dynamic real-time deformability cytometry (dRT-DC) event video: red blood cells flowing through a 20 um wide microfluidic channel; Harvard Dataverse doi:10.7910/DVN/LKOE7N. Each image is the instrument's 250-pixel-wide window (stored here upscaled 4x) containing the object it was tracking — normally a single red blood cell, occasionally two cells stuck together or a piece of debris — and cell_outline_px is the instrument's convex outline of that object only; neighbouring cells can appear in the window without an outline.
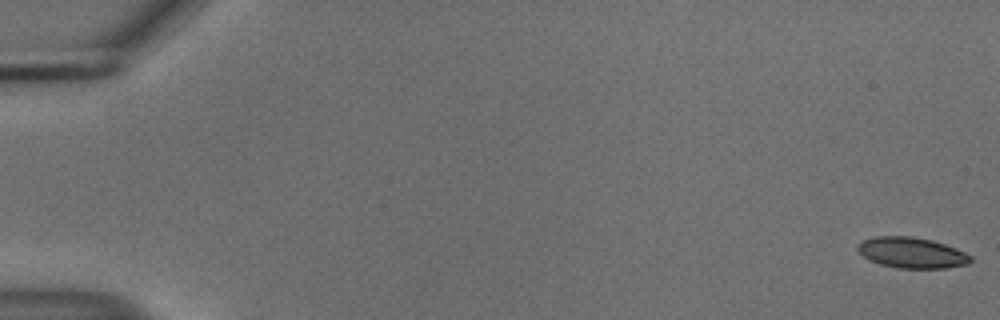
{"species": "common noctule bat (a hibernating species)", "species_latin": "Nyctalus noctula", "temperature_condition": "cold", "stored_images_in_passage": 7, "camera_frame_rate_fps": 3000, "um_per_image_px": 0.085, "animal": {"sex": "male", "body_mass_g": 18.8}, "frame": {"image": 1, "passage_image": 1, "time_ms": 0.0, "image_size_px": [1000, 320], "cell_outline_px": [[972, 260], [968, 264], [944, 268], [900, 268], [880, 264], [864, 256], [856, 248], [856, 244], [860, 240], [876, 236], [912, 236], [932, 240], [956, 248], [972, 256]], "centroid_in_image_um": [77.49, 21.47], "position_along_channel_um": 7.5, "area_um2": 20.23}}